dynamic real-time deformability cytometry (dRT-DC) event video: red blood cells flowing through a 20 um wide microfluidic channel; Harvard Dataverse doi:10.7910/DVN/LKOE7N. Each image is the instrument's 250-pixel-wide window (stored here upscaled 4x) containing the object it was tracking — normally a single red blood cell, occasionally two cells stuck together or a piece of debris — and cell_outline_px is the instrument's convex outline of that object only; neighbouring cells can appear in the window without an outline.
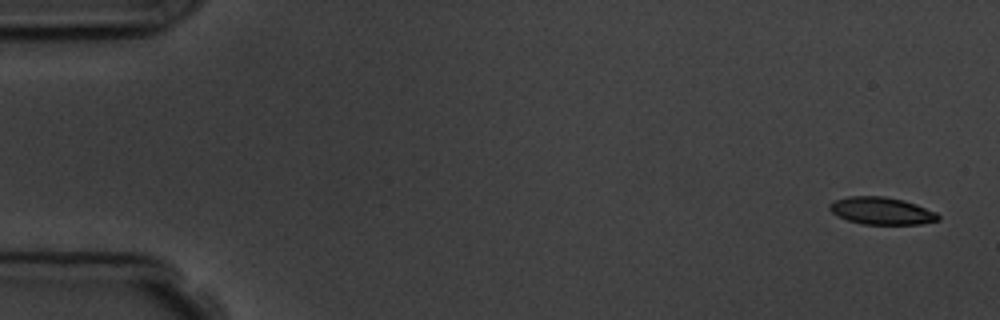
{"species": "common noctule bat (a hibernating species)", "species_latin": "Nyctalus noctula", "temperature_condition": "room temperature", "stored_images_in_passage": 5, "camera_frame_rate_fps": 3000, "um_per_image_px": 0.085, "animal": {"sex": "male", "body_mass_g": 19.5, "forearm_length_mm": 54.6}, "frame": {"image": 1, "passage_image": 1, "time_ms": 0.0, "image_size_px": [1000, 320], "cell_outline_px": [[940, 220], [920, 224], [864, 224], [848, 220], [832, 212], [828, 208], [828, 204], [836, 200], [848, 196], [884, 196], [904, 200], [916, 204], [936, 212], [940, 216]], "centroid_in_image_um": [74.95, 17.91], "position_along_channel_um": 10.0, "area_um2": 17.22}}
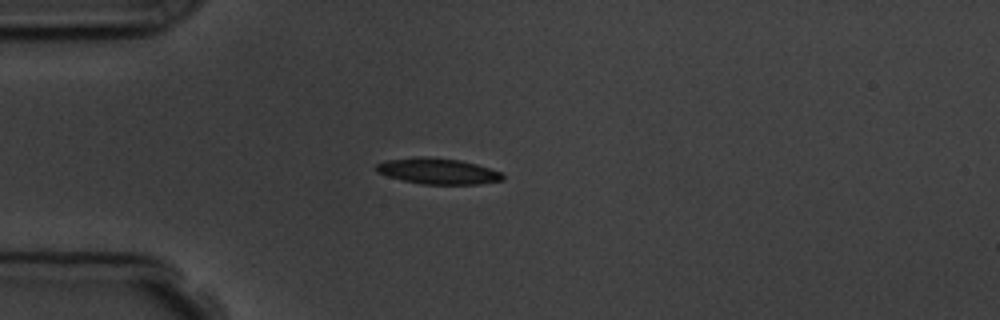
{"frame": {"image": 2, "passage_image": 5, "time_ms": 4.333, "image_size_px": [1000, 320], "cell_outline_px": [[504, 180], [480, 184], [420, 184], [388, 176], [376, 172], [376, 164], [384, 160], [416, 156], [424, 156], [460, 160], [476, 164], [500, 172], [504, 176]], "centroid_in_image_um": [37.19, 14.54], "position_along_channel_um": 47.8, "area_um2": 19.13}}